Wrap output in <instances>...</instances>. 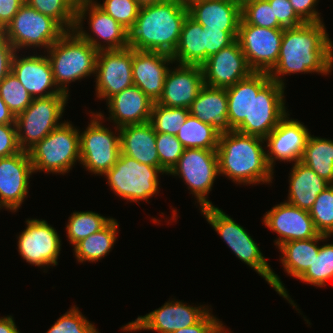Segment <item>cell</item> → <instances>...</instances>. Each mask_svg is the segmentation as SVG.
Listing matches in <instances>:
<instances>
[{"mask_svg": "<svg viewBox=\"0 0 333 333\" xmlns=\"http://www.w3.org/2000/svg\"><path fill=\"white\" fill-rule=\"evenodd\" d=\"M34 173L27 151L0 158V208L16 212L28 195L29 179Z\"/></svg>", "mask_w": 333, "mask_h": 333, "instance_id": "cell-18", "label": "cell"}, {"mask_svg": "<svg viewBox=\"0 0 333 333\" xmlns=\"http://www.w3.org/2000/svg\"><path fill=\"white\" fill-rule=\"evenodd\" d=\"M241 18L250 25L264 28H283L274 17L268 0H241Z\"/></svg>", "mask_w": 333, "mask_h": 333, "instance_id": "cell-42", "label": "cell"}, {"mask_svg": "<svg viewBox=\"0 0 333 333\" xmlns=\"http://www.w3.org/2000/svg\"><path fill=\"white\" fill-rule=\"evenodd\" d=\"M159 173L165 174L160 167L142 164L120 152L116 163L104 176L115 195L139 203L159 193Z\"/></svg>", "mask_w": 333, "mask_h": 333, "instance_id": "cell-8", "label": "cell"}, {"mask_svg": "<svg viewBox=\"0 0 333 333\" xmlns=\"http://www.w3.org/2000/svg\"><path fill=\"white\" fill-rule=\"evenodd\" d=\"M333 42L325 24L305 22L293 28H284L277 64L268 73L271 80L282 86V76L297 73L327 75L333 69Z\"/></svg>", "mask_w": 333, "mask_h": 333, "instance_id": "cell-1", "label": "cell"}, {"mask_svg": "<svg viewBox=\"0 0 333 333\" xmlns=\"http://www.w3.org/2000/svg\"><path fill=\"white\" fill-rule=\"evenodd\" d=\"M68 96L57 94L47 98H33L32 103L16 116L17 139L21 150L28 152L52 130L63 124L60 119Z\"/></svg>", "mask_w": 333, "mask_h": 333, "instance_id": "cell-9", "label": "cell"}, {"mask_svg": "<svg viewBox=\"0 0 333 333\" xmlns=\"http://www.w3.org/2000/svg\"><path fill=\"white\" fill-rule=\"evenodd\" d=\"M46 333H99V331L74 305L60 316Z\"/></svg>", "mask_w": 333, "mask_h": 333, "instance_id": "cell-44", "label": "cell"}, {"mask_svg": "<svg viewBox=\"0 0 333 333\" xmlns=\"http://www.w3.org/2000/svg\"><path fill=\"white\" fill-rule=\"evenodd\" d=\"M331 279H333V244L326 243L320 246L312 265L299 280L317 287H324Z\"/></svg>", "mask_w": 333, "mask_h": 333, "instance_id": "cell-39", "label": "cell"}, {"mask_svg": "<svg viewBox=\"0 0 333 333\" xmlns=\"http://www.w3.org/2000/svg\"><path fill=\"white\" fill-rule=\"evenodd\" d=\"M185 181L191 194L197 199L200 208L213 206L207 198L214 181L219 176L216 150L187 148L178 163L168 173Z\"/></svg>", "mask_w": 333, "mask_h": 333, "instance_id": "cell-12", "label": "cell"}, {"mask_svg": "<svg viewBox=\"0 0 333 333\" xmlns=\"http://www.w3.org/2000/svg\"><path fill=\"white\" fill-rule=\"evenodd\" d=\"M284 90L285 87L271 80L268 73L253 72L250 115L234 130L265 139L288 114Z\"/></svg>", "mask_w": 333, "mask_h": 333, "instance_id": "cell-5", "label": "cell"}, {"mask_svg": "<svg viewBox=\"0 0 333 333\" xmlns=\"http://www.w3.org/2000/svg\"><path fill=\"white\" fill-rule=\"evenodd\" d=\"M166 75L164 88L157 104L166 107L189 109L204 85L202 67L199 65H180Z\"/></svg>", "mask_w": 333, "mask_h": 333, "instance_id": "cell-23", "label": "cell"}, {"mask_svg": "<svg viewBox=\"0 0 333 333\" xmlns=\"http://www.w3.org/2000/svg\"><path fill=\"white\" fill-rule=\"evenodd\" d=\"M319 1V0H318ZM317 0H289L296 14L304 22H322L320 13L316 11Z\"/></svg>", "mask_w": 333, "mask_h": 333, "instance_id": "cell-49", "label": "cell"}, {"mask_svg": "<svg viewBox=\"0 0 333 333\" xmlns=\"http://www.w3.org/2000/svg\"><path fill=\"white\" fill-rule=\"evenodd\" d=\"M222 324V321L209 311L198 323L173 333H214Z\"/></svg>", "mask_w": 333, "mask_h": 333, "instance_id": "cell-51", "label": "cell"}, {"mask_svg": "<svg viewBox=\"0 0 333 333\" xmlns=\"http://www.w3.org/2000/svg\"><path fill=\"white\" fill-rule=\"evenodd\" d=\"M133 49L98 51L96 58V96L108 100L134 85L132 77Z\"/></svg>", "mask_w": 333, "mask_h": 333, "instance_id": "cell-17", "label": "cell"}, {"mask_svg": "<svg viewBox=\"0 0 333 333\" xmlns=\"http://www.w3.org/2000/svg\"><path fill=\"white\" fill-rule=\"evenodd\" d=\"M220 133L209 124H206L192 115H188L179 129L176 137L187 148L216 150Z\"/></svg>", "mask_w": 333, "mask_h": 333, "instance_id": "cell-34", "label": "cell"}, {"mask_svg": "<svg viewBox=\"0 0 333 333\" xmlns=\"http://www.w3.org/2000/svg\"><path fill=\"white\" fill-rule=\"evenodd\" d=\"M79 0H25L38 12L54 19L65 31H73Z\"/></svg>", "mask_w": 333, "mask_h": 333, "instance_id": "cell-36", "label": "cell"}, {"mask_svg": "<svg viewBox=\"0 0 333 333\" xmlns=\"http://www.w3.org/2000/svg\"><path fill=\"white\" fill-rule=\"evenodd\" d=\"M189 114V109L166 107L154 102L150 123L155 132L176 136Z\"/></svg>", "mask_w": 333, "mask_h": 333, "instance_id": "cell-38", "label": "cell"}, {"mask_svg": "<svg viewBox=\"0 0 333 333\" xmlns=\"http://www.w3.org/2000/svg\"><path fill=\"white\" fill-rule=\"evenodd\" d=\"M25 0H0V30H4Z\"/></svg>", "mask_w": 333, "mask_h": 333, "instance_id": "cell-52", "label": "cell"}, {"mask_svg": "<svg viewBox=\"0 0 333 333\" xmlns=\"http://www.w3.org/2000/svg\"><path fill=\"white\" fill-rule=\"evenodd\" d=\"M16 117L0 96V124H15Z\"/></svg>", "mask_w": 333, "mask_h": 333, "instance_id": "cell-54", "label": "cell"}, {"mask_svg": "<svg viewBox=\"0 0 333 333\" xmlns=\"http://www.w3.org/2000/svg\"><path fill=\"white\" fill-rule=\"evenodd\" d=\"M141 5H145V4H152V3H158V2H162L165 0H137Z\"/></svg>", "mask_w": 333, "mask_h": 333, "instance_id": "cell-55", "label": "cell"}, {"mask_svg": "<svg viewBox=\"0 0 333 333\" xmlns=\"http://www.w3.org/2000/svg\"><path fill=\"white\" fill-rule=\"evenodd\" d=\"M209 306L193 307L181 301H167L144 316L127 323L123 331L152 330L157 333H173L198 323L209 311ZM209 309V310H208Z\"/></svg>", "mask_w": 333, "mask_h": 333, "instance_id": "cell-15", "label": "cell"}, {"mask_svg": "<svg viewBox=\"0 0 333 333\" xmlns=\"http://www.w3.org/2000/svg\"><path fill=\"white\" fill-rule=\"evenodd\" d=\"M119 131L122 154L142 164L160 167L156 149V132L150 121L122 126Z\"/></svg>", "mask_w": 333, "mask_h": 333, "instance_id": "cell-28", "label": "cell"}, {"mask_svg": "<svg viewBox=\"0 0 333 333\" xmlns=\"http://www.w3.org/2000/svg\"><path fill=\"white\" fill-rule=\"evenodd\" d=\"M214 333H230L228 332V328L226 329L223 324L214 332Z\"/></svg>", "mask_w": 333, "mask_h": 333, "instance_id": "cell-57", "label": "cell"}, {"mask_svg": "<svg viewBox=\"0 0 333 333\" xmlns=\"http://www.w3.org/2000/svg\"><path fill=\"white\" fill-rule=\"evenodd\" d=\"M273 6L274 17L283 28H293L305 22L296 14L289 0H268Z\"/></svg>", "mask_w": 333, "mask_h": 333, "instance_id": "cell-47", "label": "cell"}, {"mask_svg": "<svg viewBox=\"0 0 333 333\" xmlns=\"http://www.w3.org/2000/svg\"><path fill=\"white\" fill-rule=\"evenodd\" d=\"M289 113L279 122L272 132L264 139L266 158L269 166L274 170L275 161H300L310 132L304 123L297 119H290Z\"/></svg>", "mask_w": 333, "mask_h": 333, "instance_id": "cell-20", "label": "cell"}, {"mask_svg": "<svg viewBox=\"0 0 333 333\" xmlns=\"http://www.w3.org/2000/svg\"><path fill=\"white\" fill-rule=\"evenodd\" d=\"M226 88L203 85L189 107L190 115L212 125L220 134L233 131L228 121Z\"/></svg>", "mask_w": 333, "mask_h": 333, "instance_id": "cell-27", "label": "cell"}, {"mask_svg": "<svg viewBox=\"0 0 333 333\" xmlns=\"http://www.w3.org/2000/svg\"><path fill=\"white\" fill-rule=\"evenodd\" d=\"M20 57L16 51L12 59L11 72L33 98L66 94L55 85L51 63L46 55Z\"/></svg>", "mask_w": 333, "mask_h": 333, "instance_id": "cell-22", "label": "cell"}, {"mask_svg": "<svg viewBox=\"0 0 333 333\" xmlns=\"http://www.w3.org/2000/svg\"><path fill=\"white\" fill-rule=\"evenodd\" d=\"M97 5L125 29L136 21L141 8L137 0H104Z\"/></svg>", "mask_w": 333, "mask_h": 333, "instance_id": "cell-45", "label": "cell"}, {"mask_svg": "<svg viewBox=\"0 0 333 333\" xmlns=\"http://www.w3.org/2000/svg\"><path fill=\"white\" fill-rule=\"evenodd\" d=\"M0 333H20L11 315L0 317Z\"/></svg>", "mask_w": 333, "mask_h": 333, "instance_id": "cell-53", "label": "cell"}, {"mask_svg": "<svg viewBox=\"0 0 333 333\" xmlns=\"http://www.w3.org/2000/svg\"><path fill=\"white\" fill-rule=\"evenodd\" d=\"M156 149L160 161V168L166 175L178 163L185 147L175 135L156 132Z\"/></svg>", "mask_w": 333, "mask_h": 333, "instance_id": "cell-43", "label": "cell"}, {"mask_svg": "<svg viewBox=\"0 0 333 333\" xmlns=\"http://www.w3.org/2000/svg\"><path fill=\"white\" fill-rule=\"evenodd\" d=\"M118 226L117 220L113 218L100 231L77 242L73 246L77 261L97 262L109 254L116 243Z\"/></svg>", "mask_w": 333, "mask_h": 333, "instance_id": "cell-32", "label": "cell"}, {"mask_svg": "<svg viewBox=\"0 0 333 333\" xmlns=\"http://www.w3.org/2000/svg\"><path fill=\"white\" fill-rule=\"evenodd\" d=\"M206 40V60L224 47L232 44L238 36V31L207 30L203 28Z\"/></svg>", "mask_w": 333, "mask_h": 333, "instance_id": "cell-46", "label": "cell"}, {"mask_svg": "<svg viewBox=\"0 0 333 333\" xmlns=\"http://www.w3.org/2000/svg\"><path fill=\"white\" fill-rule=\"evenodd\" d=\"M330 236L318 234L314 238L285 242L278 247L281 251V263L284 271L291 277L299 279L312 265L315 255L319 253V241H327Z\"/></svg>", "mask_w": 333, "mask_h": 333, "instance_id": "cell-30", "label": "cell"}, {"mask_svg": "<svg viewBox=\"0 0 333 333\" xmlns=\"http://www.w3.org/2000/svg\"><path fill=\"white\" fill-rule=\"evenodd\" d=\"M319 234L333 235V184L327 186L308 211Z\"/></svg>", "mask_w": 333, "mask_h": 333, "instance_id": "cell-40", "label": "cell"}, {"mask_svg": "<svg viewBox=\"0 0 333 333\" xmlns=\"http://www.w3.org/2000/svg\"><path fill=\"white\" fill-rule=\"evenodd\" d=\"M0 96L15 117L33 101V97L12 72L0 82Z\"/></svg>", "mask_w": 333, "mask_h": 333, "instance_id": "cell-41", "label": "cell"}, {"mask_svg": "<svg viewBox=\"0 0 333 333\" xmlns=\"http://www.w3.org/2000/svg\"><path fill=\"white\" fill-rule=\"evenodd\" d=\"M58 89L69 95L68 84L95 75L98 51L74 30L66 31L46 52Z\"/></svg>", "mask_w": 333, "mask_h": 333, "instance_id": "cell-6", "label": "cell"}, {"mask_svg": "<svg viewBox=\"0 0 333 333\" xmlns=\"http://www.w3.org/2000/svg\"><path fill=\"white\" fill-rule=\"evenodd\" d=\"M300 161L333 184V140L310 134Z\"/></svg>", "mask_w": 333, "mask_h": 333, "instance_id": "cell-33", "label": "cell"}, {"mask_svg": "<svg viewBox=\"0 0 333 333\" xmlns=\"http://www.w3.org/2000/svg\"><path fill=\"white\" fill-rule=\"evenodd\" d=\"M188 15L177 0L141 5L134 23L126 29L127 47L173 55Z\"/></svg>", "mask_w": 333, "mask_h": 333, "instance_id": "cell-2", "label": "cell"}, {"mask_svg": "<svg viewBox=\"0 0 333 333\" xmlns=\"http://www.w3.org/2000/svg\"><path fill=\"white\" fill-rule=\"evenodd\" d=\"M181 5L188 7L190 4H192L195 1L199 0H177Z\"/></svg>", "mask_w": 333, "mask_h": 333, "instance_id": "cell-56", "label": "cell"}, {"mask_svg": "<svg viewBox=\"0 0 333 333\" xmlns=\"http://www.w3.org/2000/svg\"><path fill=\"white\" fill-rule=\"evenodd\" d=\"M263 217L264 225L278 234L274 240L278 247L285 242L314 238L319 234L309 212L287 202L275 205Z\"/></svg>", "mask_w": 333, "mask_h": 333, "instance_id": "cell-21", "label": "cell"}, {"mask_svg": "<svg viewBox=\"0 0 333 333\" xmlns=\"http://www.w3.org/2000/svg\"><path fill=\"white\" fill-rule=\"evenodd\" d=\"M12 47L42 48L47 51L66 31L51 17L28 5L26 2L3 30Z\"/></svg>", "mask_w": 333, "mask_h": 333, "instance_id": "cell-11", "label": "cell"}, {"mask_svg": "<svg viewBox=\"0 0 333 333\" xmlns=\"http://www.w3.org/2000/svg\"><path fill=\"white\" fill-rule=\"evenodd\" d=\"M80 132L64 121L33 146L28 153L34 173H68L77 161L80 162Z\"/></svg>", "mask_w": 333, "mask_h": 333, "instance_id": "cell-7", "label": "cell"}, {"mask_svg": "<svg viewBox=\"0 0 333 333\" xmlns=\"http://www.w3.org/2000/svg\"><path fill=\"white\" fill-rule=\"evenodd\" d=\"M264 143V138L235 130L220 134L216 149L219 175L236 184L272 183L274 171L267 162Z\"/></svg>", "mask_w": 333, "mask_h": 333, "instance_id": "cell-3", "label": "cell"}, {"mask_svg": "<svg viewBox=\"0 0 333 333\" xmlns=\"http://www.w3.org/2000/svg\"><path fill=\"white\" fill-rule=\"evenodd\" d=\"M201 67L204 84L218 88L233 86L254 72L249 67L237 39L208 57Z\"/></svg>", "mask_w": 333, "mask_h": 333, "instance_id": "cell-19", "label": "cell"}, {"mask_svg": "<svg viewBox=\"0 0 333 333\" xmlns=\"http://www.w3.org/2000/svg\"><path fill=\"white\" fill-rule=\"evenodd\" d=\"M228 98V121L234 130L250 115L251 106V75L233 86L226 88Z\"/></svg>", "mask_w": 333, "mask_h": 333, "instance_id": "cell-35", "label": "cell"}, {"mask_svg": "<svg viewBox=\"0 0 333 333\" xmlns=\"http://www.w3.org/2000/svg\"><path fill=\"white\" fill-rule=\"evenodd\" d=\"M284 28H264L247 24L242 18L237 40L249 67L269 73L278 62Z\"/></svg>", "mask_w": 333, "mask_h": 333, "instance_id": "cell-14", "label": "cell"}, {"mask_svg": "<svg viewBox=\"0 0 333 333\" xmlns=\"http://www.w3.org/2000/svg\"><path fill=\"white\" fill-rule=\"evenodd\" d=\"M287 203L309 211L318 195L330 184L301 161L290 170Z\"/></svg>", "mask_w": 333, "mask_h": 333, "instance_id": "cell-29", "label": "cell"}, {"mask_svg": "<svg viewBox=\"0 0 333 333\" xmlns=\"http://www.w3.org/2000/svg\"><path fill=\"white\" fill-rule=\"evenodd\" d=\"M188 15L207 30L238 31L241 0H199L190 4Z\"/></svg>", "mask_w": 333, "mask_h": 333, "instance_id": "cell-26", "label": "cell"}, {"mask_svg": "<svg viewBox=\"0 0 333 333\" xmlns=\"http://www.w3.org/2000/svg\"><path fill=\"white\" fill-rule=\"evenodd\" d=\"M15 52L16 50L10 44L5 32L0 30V82L11 72Z\"/></svg>", "mask_w": 333, "mask_h": 333, "instance_id": "cell-50", "label": "cell"}, {"mask_svg": "<svg viewBox=\"0 0 333 333\" xmlns=\"http://www.w3.org/2000/svg\"><path fill=\"white\" fill-rule=\"evenodd\" d=\"M16 124H0V158L20 152Z\"/></svg>", "mask_w": 333, "mask_h": 333, "instance_id": "cell-48", "label": "cell"}, {"mask_svg": "<svg viewBox=\"0 0 333 333\" xmlns=\"http://www.w3.org/2000/svg\"><path fill=\"white\" fill-rule=\"evenodd\" d=\"M91 120L80 136V164L90 173L103 176L116 163L120 149V131L114 133L102 124V112H90Z\"/></svg>", "mask_w": 333, "mask_h": 333, "instance_id": "cell-10", "label": "cell"}, {"mask_svg": "<svg viewBox=\"0 0 333 333\" xmlns=\"http://www.w3.org/2000/svg\"><path fill=\"white\" fill-rule=\"evenodd\" d=\"M106 103L110 113L107 119L113 121L118 128L150 121L154 105V102L135 85L110 97Z\"/></svg>", "mask_w": 333, "mask_h": 333, "instance_id": "cell-25", "label": "cell"}, {"mask_svg": "<svg viewBox=\"0 0 333 333\" xmlns=\"http://www.w3.org/2000/svg\"><path fill=\"white\" fill-rule=\"evenodd\" d=\"M112 219L93 211L73 212L66 225L69 243L74 246L80 240L100 231Z\"/></svg>", "mask_w": 333, "mask_h": 333, "instance_id": "cell-37", "label": "cell"}, {"mask_svg": "<svg viewBox=\"0 0 333 333\" xmlns=\"http://www.w3.org/2000/svg\"><path fill=\"white\" fill-rule=\"evenodd\" d=\"M170 63L174 61L169 54L133 49V83L153 102H157L162 95Z\"/></svg>", "mask_w": 333, "mask_h": 333, "instance_id": "cell-24", "label": "cell"}, {"mask_svg": "<svg viewBox=\"0 0 333 333\" xmlns=\"http://www.w3.org/2000/svg\"><path fill=\"white\" fill-rule=\"evenodd\" d=\"M26 225L17 237L18 252L23 260L43 268L57 265L61 239L56 229L46 220L37 218L27 219Z\"/></svg>", "mask_w": 333, "mask_h": 333, "instance_id": "cell-16", "label": "cell"}, {"mask_svg": "<svg viewBox=\"0 0 333 333\" xmlns=\"http://www.w3.org/2000/svg\"><path fill=\"white\" fill-rule=\"evenodd\" d=\"M174 63L199 65L206 61V40L202 25L187 15L180 34V40L172 55Z\"/></svg>", "mask_w": 333, "mask_h": 333, "instance_id": "cell-31", "label": "cell"}, {"mask_svg": "<svg viewBox=\"0 0 333 333\" xmlns=\"http://www.w3.org/2000/svg\"><path fill=\"white\" fill-rule=\"evenodd\" d=\"M86 17L89 19V29L93 35L83 28L82 24ZM74 31L97 51L127 48L126 29L101 9L95 0L78 1ZM99 39L103 41L100 42ZM102 42L106 44L102 45Z\"/></svg>", "mask_w": 333, "mask_h": 333, "instance_id": "cell-13", "label": "cell"}, {"mask_svg": "<svg viewBox=\"0 0 333 333\" xmlns=\"http://www.w3.org/2000/svg\"><path fill=\"white\" fill-rule=\"evenodd\" d=\"M200 210L206 221L215 229L236 257L255 270L280 296L289 301L296 310H299L290 298L280 277L271 269L265 259L266 257L263 256L257 243H255L246 229L214 205L201 208Z\"/></svg>", "mask_w": 333, "mask_h": 333, "instance_id": "cell-4", "label": "cell"}]
</instances>
